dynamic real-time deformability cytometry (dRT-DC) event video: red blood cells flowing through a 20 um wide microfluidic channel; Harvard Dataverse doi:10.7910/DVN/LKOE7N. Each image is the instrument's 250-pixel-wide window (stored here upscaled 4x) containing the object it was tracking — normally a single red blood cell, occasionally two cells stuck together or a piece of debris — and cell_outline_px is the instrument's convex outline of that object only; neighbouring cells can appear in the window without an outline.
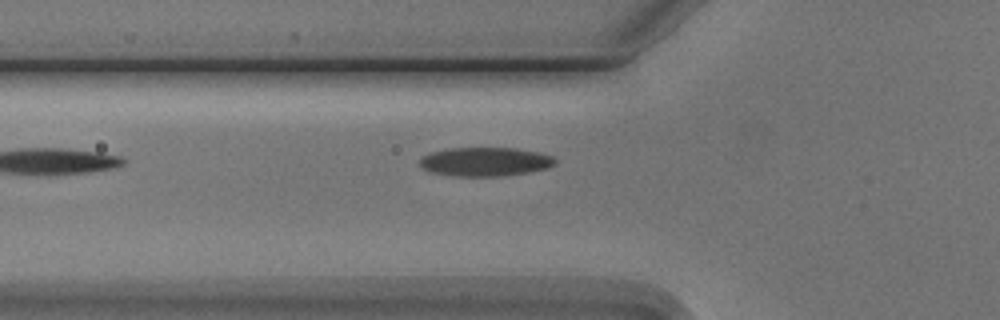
{"species": "Egyptian fruit bat (a non-hibernating species)", "species_latin": "Rousettus aegyptiacus", "temperature_condition": "cold", "stored_images_in_passage": 5, "camera_frame_rate_fps": 3000, "um_per_image_px": 0.085, "animal": {"sex": "male"}, "frame": {"image": 1, "passage_image": 5, "time_ms": 5.0, "image_size_px": [1000, 320], "cell_outline_px": [[556, 164], [548, 168], [528, 172], [504, 176], [452, 176], [432, 172], [424, 168], [420, 164], [420, 156], [432, 152], [448, 148], [516, 148], [536, 152], [552, 156], [556, 160]], "centroid_in_image_um": [41.24, 13.75], "position_along_channel_um": 84.6, "area_um2": 22.77}}